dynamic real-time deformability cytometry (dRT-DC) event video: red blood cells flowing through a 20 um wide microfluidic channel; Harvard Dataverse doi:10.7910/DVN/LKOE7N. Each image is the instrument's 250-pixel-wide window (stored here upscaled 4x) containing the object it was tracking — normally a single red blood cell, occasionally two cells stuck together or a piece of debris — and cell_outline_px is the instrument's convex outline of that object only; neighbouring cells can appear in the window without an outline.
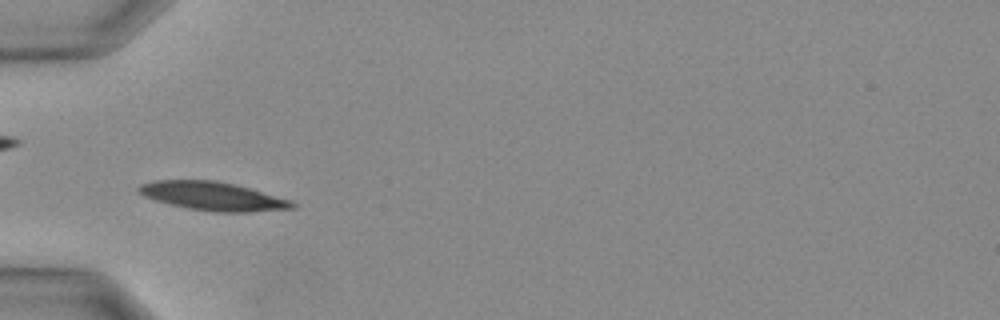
{"species": "Egyptian fruit bat (a non-hibernating species)", "species_latin": "Rousettus aegyptiacus", "temperature_condition": "warm", "stored_images_in_passage": 33, "camera_frame_rate_fps": 3000, "um_per_image_px": 0.085, "animal": {"sex": "female"}, "frame": {"image": 1, "passage_image": 10, "time_ms": 3.0, "image_size_px": [1000, 320], "cell_outline_px": [[296, 208], [248, 212], [216, 212], [188, 208], [168, 204], [144, 196], [136, 192], [136, 188], [140, 184], [156, 180], [216, 180], [248, 188], [288, 200], [296, 204]], "centroid_in_image_um": [18.01, 16.67], "position_along_channel_um": 67.0, "area_um2": 25.26}}
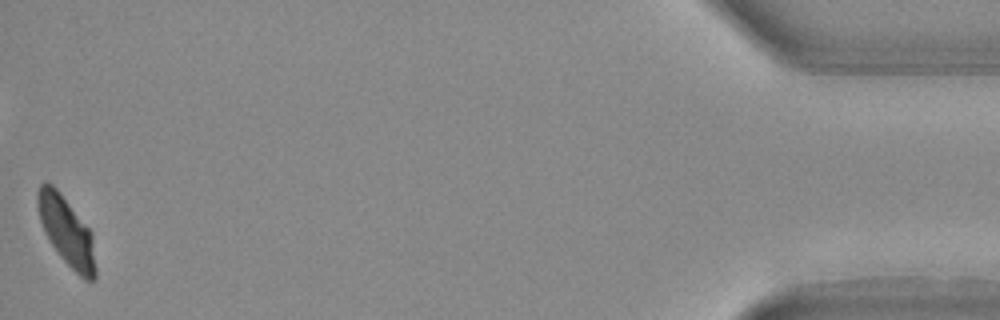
{"frame": {"image": 2, "passage_image": 33, "time_ms": 10.667, "image_size_px": [1000, 320], "cell_outline_px": [[96, 280], [84, 280], [60, 256], [44, 232], [40, 220], [36, 204], [36, 192], [40, 184], [52, 184], [60, 192], [92, 232], [96, 268]], "centroid_in_image_um": [5.66, 19.66], "position_along_channel_um": 429.5, "area_um2": 23.12}}